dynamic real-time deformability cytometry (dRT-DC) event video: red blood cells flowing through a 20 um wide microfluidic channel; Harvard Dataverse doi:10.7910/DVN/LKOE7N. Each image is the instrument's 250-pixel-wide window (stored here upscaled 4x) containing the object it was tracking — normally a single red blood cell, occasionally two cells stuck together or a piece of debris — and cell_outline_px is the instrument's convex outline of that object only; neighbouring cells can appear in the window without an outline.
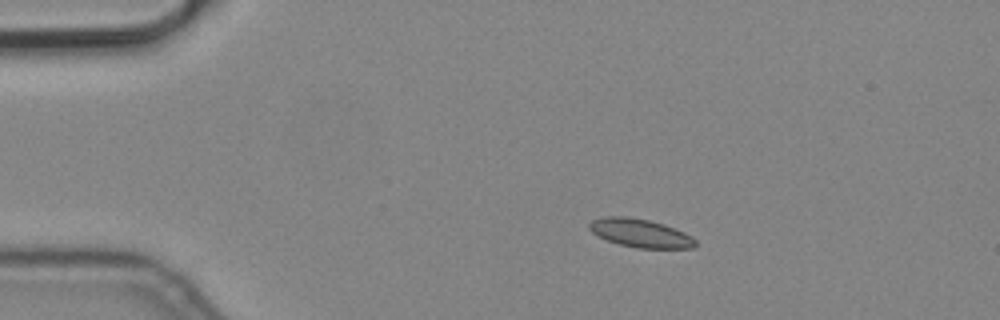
{"species": "common noctule bat (a hibernating species)", "species_latin": "Nyctalus noctula", "temperature_condition": "cold", "stored_images_in_passage": 5, "camera_frame_rate_fps": 3000, "um_per_image_px": 0.085, "animal": {"sex": "male", "body_mass_g": 19.2, "forearm_length_mm": 51.8}, "frame": {"image": 1, "passage_image": 2, "time_ms": 0.333, "image_size_px": [1000, 320], "cell_outline_px": [[696, 244], [692, 248], [640, 248], [620, 244], [608, 240], [592, 232], [588, 228], [588, 224], [592, 220], [604, 216], [628, 216], [648, 220], [664, 224], [684, 232], [692, 236], [696, 240]], "centroid_in_image_um": [54.43, 19.8], "position_along_channel_um": 30.6, "area_um2": 17.46}}
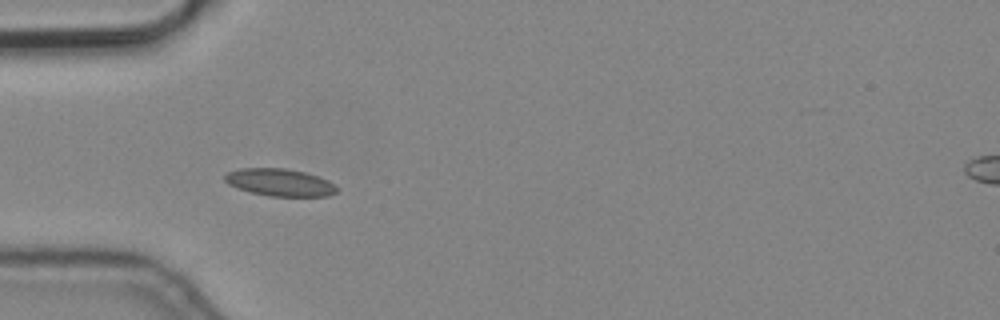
{"frame": {"image": 2, "passage_image": 4, "time_ms": 1.0, "image_size_px": [1000, 320], "cell_outline_px": [[336, 192], [328, 196], [272, 196], [252, 192], [228, 184], [224, 180], [224, 176], [228, 172], [240, 168], [284, 168], [304, 172], [328, 180], [336, 188]], "centroid_in_image_um": [23.76, 15.5], "position_along_channel_um": 61.2, "area_um2": 17.51}}